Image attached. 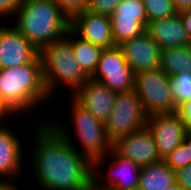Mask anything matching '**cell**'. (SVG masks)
I'll return each mask as SVG.
<instances>
[{
    "instance_id": "4",
    "label": "cell",
    "mask_w": 191,
    "mask_h": 190,
    "mask_svg": "<svg viewBox=\"0 0 191 190\" xmlns=\"http://www.w3.org/2000/svg\"><path fill=\"white\" fill-rule=\"evenodd\" d=\"M70 120L71 123H64L62 119H49L51 124L67 141L81 154L88 157L92 162L99 157H104L113 149V143L107 136L105 124L96 119L86 108L80 105L72 96H70ZM68 124L74 129L73 134L77 136L79 147L75 138L71 137ZM75 141H73V140ZM76 146V147H75Z\"/></svg>"
},
{
    "instance_id": "26",
    "label": "cell",
    "mask_w": 191,
    "mask_h": 190,
    "mask_svg": "<svg viewBox=\"0 0 191 190\" xmlns=\"http://www.w3.org/2000/svg\"><path fill=\"white\" fill-rule=\"evenodd\" d=\"M62 12L71 20L75 15L86 10L87 0H55Z\"/></svg>"
},
{
    "instance_id": "17",
    "label": "cell",
    "mask_w": 191,
    "mask_h": 190,
    "mask_svg": "<svg viewBox=\"0 0 191 190\" xmlns=\"http://www.w3.org/2000/svg\"><path fill=\"white\" fill-rule=\"evenodd\" d=\"M11 126L0 125V179L13 182L23 174L24 147Z\"/></svg>"
},
{
    "instance_id": "5",
    "label": "cell",
    "mask_w": 191,
    "mask_h": 190,
    "mask_svg": "<svg viewBox=\"0 0 191 190\" xmlns=\"http://www.w3.org/2000/svg\"><path fill=\"white\" fill-rule=\"evenodd\" d=\"M43 79L50 97L55 96L58 87L71 91V96L89 79L73 54L71 42L66 38L49 44L40 51Z\"/></svg>"
},
{
    "instance_id": "12",
    "label": "cell",
    "mask_w": 191,
    "mask_h": 190,
    "mask_svg": "<svg viewBox=\"0 0 191 190\" xmlns=\"http://www.w3.org/2000/svg\"><path fill=\"white\" fill-rule=\"evenodd\" d=\"M146 127L153 136L162 160L183 142L188 133L185 124L176 112L150 115L147 118Z\"/></svg>"
},
{
    "instance_id": "28",
    "label": "cell",
    "mask_w": 191,
    "mask_h": 190,
    "mask_svg": "<svg viewBox=\"0 0 191 190\" xmlns=\"http://www.w3.org/2000/svg\"><path fill=\"white\" fill-rule=\"evenodd\" d=\"M176 181L184 190H191V163L176 172Z\"/></svg>"
},
{
    "instance_id": "24",
    "label": "cell",
    "mask_w": 191,
    "mask_h": 190,
    "mask_svg": "<svg viewBox=\"0 0 191 190\" xmlns=\"http://www.w3.org/2000/svg\"><path fill=\"white\" fill-rule=\"evenodd\" d=\"M147 17V23L156 20L172 17L177 10L171 0H142Z\"/></svg>"
},
{
    "instance_id": "6",
    "label": "cell",
    "mask_w": 191,
    "mask_h": 190,
    "mask_svg": "<svg viewBox=\"0 0 191 190\" xmlns=\"http://www.w3.org/2000/svg\"><path fill=\"white\" fill-rule=\"evenodd\" d=\"M134 90L148 116L177 111L171 90L170 76L160 68L134 74Z\"/></svg>"
},
{
    "instance_id": "19",
    "label": "cell",
    "mask_w": 191,
    "mask_h": 190,
    "mask_svg": "<svg viewBox=\"0 0 191 190\" xmlns=\"http://www.w3.org/2000/svg\"><path fill=\"white\" fill-rule=\"evenodd\" d=\"M176 182V172L161 160L141 167L137 190H167Z\"/></svg>"
},
{
    "instance_id": "2",
    "label": "cell",
    "mask_w": 191,
    "mask_h": 190,
    "mask_svg": "<svg viewBox=\"0 0 191 190\" xmlns=\"http://www.w3.org/2000/svg\"><path fill=\"white\" fill-rule=\"evenodd\" d=\"M47 101L42 61L0 69V104L12 118L34 112Z\"/></svg>"
},
{
    "instance_id": "16",
    "label": "cell",
    "mask_w": 191,
    "mask_h": 190,
    "mask_svg": "<svg viewBox=\"0 0 191 190\" xmlns=\"http://www.w3.org/2000/svg\"><path fill=\"white\" fill-rule=\"evenodd\" d=\"M116 92L89 78L72 97L99 121H107L113 110Z\"/></svg>"
},
{
    "instance_id": "31",
    "label": "cell",
    "mask_w": 191,
    "mask_h": 190,
    "mask_svg": "<svg viewBox=\"0 0 191 190\" xmlns=\"http://www.w3.org/2000/svg\"><path fill=\"white\" fill-rule=\"evenodd\" d=\"M177 12L191 11V0H171Z\"/></svg>"
},
{
    "instance_id": "34",
    "label": "cell",
    "mask_w": 191,
    "mask_h": 190,
    "mask_svg": "<svg viewBox=\"0 0 191 190\" xmlns=\"http://www.w3.org/2000/svg\"><path fill=\"white\" fill-rule=\"evenodd\" d=\"M167 190H184L177 182L170 186Z\"/></svg>"
},
{
    "instance_id": "15",
    "label": "cell",
    "mask_w": 191,
    "mask_h": 190,
    "mask_svg": "<svg viewBox=\"0 0 191 190\" xmlns=\"http://www.w3.org/2000/svg\"><path fill=\"white\" fill-rule=\"evenodd\" d=\"M70 29L80 38L102 49L116 46L113 40L111 19L89 11H83L70 20Z\"/></svg>"
},
{
    "instance_id": "35",
    "label": "cell",
    "mask_w": 191,
    "mask_h": 190,
    "mask_svg": "<svg viewBox=\"0 0 191 190\" xmlns=\"http://www.w3.org/2000/svg\"><path fill=\"white\" fill-rule=\"evenodd\" d=\"M88 190H110V189H105V188H100L98 186H96L93 182L90 185V188Z\"/></svg>"
},
{
    "instance_id": "3",
    "label": "cell",
    "mask_w": 191,
    "mask_h": 190,
    "mask_svg": "<svg viewBox=\"0 0 191 190\" xmlns=\"http://www.w3.org/2000/svg\"><path fill=\"white\" fill-rule=\"evenodd\" d=\"M12 25L39 51L64 38L70 20L55 0H23Z\"/></svg>"
},
{
    "instance_id": "11",
    "label": "cell",
    "mask_w": 191,
    "mask_h": 190,
    "mask_svg": "<svg viewBox=\"0 0 191 190\" xmlns=\"http://www.w3.org/2000/svg\"><path fill=\"white\" fill-rule=\"evenodd\" d=\"M42 61L40 51L13 25L0 26V69Z\"/></svg>"
},
{
    "instance_id": "22",
    "label": "cell",
    "mask_w": 191,
    "mask_h": 190,
    "mask_svg": "<svg viewBox=\"0 0 191 190\" xmlns=\"http://www.w3.org/2000/svg\"><path fill=\"white\" fill-rule=\"evenodd\" d=\"M165 163L174 171L191 163V132H188L179 144L165 159Z\"/></svg>"
},
{
    "instance_id": "21",
    "label": "cell",
    "mask_w": 191,
    "mask_h": 190,
    "mask_svg": "<svg viewBox=\"0 0 191 190\" xmlns=\"http://www.w3.org/2000/svg\"><path fill=\"white\" fill-rule=\"evenodd\" d=\"M160 69L168 76L191 73V51L189 45L161 49Z\"/></svg>"
},
{
    "instance_id": "30",
    "label": "cell",
    "mask_w": 191,
    "mask_h": 190,
    "mask_svg": "<svg viewBox=\"0 0 191 190\" xmlns=\"http://www.w3.org/2000/svg\"><path fill=\"white\" fill-rule=\"evenodd\" d=\"M180 19L191 40V11L180 12Z\"/></svg>"
},
{
    "instance_id": "10",
    "label": "cell",
    "mask_w": 191,
    "mask_h": 190,
    "mask_svg": "<svg viewBox=\"0 0 191 190\" xmlns=\"http://www.w3.org/2000/svg\"><path fill=\"white\" fill-rule=\"evenodd\" d=\"M115 45L146 31L147 17L142 0H123L110 16Z\"/></svg>"
},
{
    "instance_id": "23",
    "label": "cell",
    "mask_w": 191,
    "mask_h": 190,
    "mask_svg": "<svg viewBox=\"0 0 191 190\" xmlns=\"http://www.w3.org/2000/svg\"><path fill=\"white\" fill-rule=\"evenodd\" d=\"M175 106L178 107L191 99V73H177L170 76Z\"/></svg>"
},
{
    "instance_id": "32",
    "label": "cell",
    "mask_w": 191,
    "mask_h": 190,
    "mask_svg": "<svg viewBox=\"0 0 191 190\" xmlns=\"http://www.w3.org/2000/svg\"><path fill=\"white\" fill-rule=\"evenodd\" d=\"M16 182L0 179V190H20L16 187Z\"/></svg>"
},
{
    "instance_id": "20",
    "label": "cell",
    "mask_w": 191,
    "mask_h": 190,
    "mask_svg": "<svg viewBox=\"0 0 191 190\" xmlns=\"http://www.w3.org/2000/svg\"><path fill=\"white\" fill-rule=\"evenodd\" d=\"M65 37L71 42L76 61L84 73L91 78L95 72L102 48L80 38L71 29L68 30Z\"/></svg>"
},
{
    "instance_id": "29",
    "label": "cell",
    "mask_w": 191,
    "mask_h": 190,
    "mask_svg": "<svg viewBox=\"0 0 191 190\" xmlns=\"http://www.w3.org/2000/svg\"><path fill=\"white\" fill-rule=\"evenodd\" d=\"M176 113L182 119V122L185 124L187 132H191V99L185 101L177 107Z\"/></svg>"
},
{
    "instance_id": "25",
    "label": "cell",
    "mask_w": 191,
    "mask_h": 190,
    "mask_svg": "<svg viewBox=\"0 0 191 190\" xmlns=\"http://www.w3.org/2000/svg\"><path fill=\"white\" fill-rule=\"evenodd\" d=\"M123 0H87L86 11L110 17Z\"/></svg>"
},
{
    "instance_id": "33",
    "label": "cell",
    "mask_w": 191,
    "mask_h": 190,
    "mask_svg": "<svg viewBox=\"0 0 191 190\" xmlns=\"http://www.w3.org/2000/svg\"><path fill=\"white\" fill-rule=\"evenodd\" d=\"M10 116L11 115L7 112V110L0 104V125L5 124L7 120L8 122H11V120L9 121V119H11Z\"/></svg>"
},
{
    "instance_id": "9",
    "label": "cell",
    "mask_w": 191,
    "mask_h": 190,
    "mask_svg": "<svg viewBox=\"0 0 191 190\" xmlns=\"http://www.w3.org/2000/svg\"><path fill=\"white\" fill-rule=\"evenodd\" d=\"M91 78L116 93L134 89V73L118 45L102 49Z\"/></svg>"
},
{
    "instance_id": "8",
    "label": "cell",
    "mask_w": 191,
    "mask_h": 190,
    "mask_svg": "<svg viewBox=\"0 0 191 190\" xmlns=\"http://www.w3.org/2000/svg\"><path fill=\"white\" fill-rule=\"evenodd\" d=\"M106 159L111 161L109 168L103 171ZM104 163V164H103ZM102 169V170H100ZM141 167L132 160L120 156L114 149L104 157L93 161V183L110 190H137ZM104 174V175H103Z\"/></svg>"
},
{
    "instance_id": "18",
    "label": "cell",
    "mask_w": 191,
    "mask_h": 190,
    "mask_svg": "<svg viewBox=\"0 0 191 190\" xmlns=\"http://www.w3.org/2000/svg\"><path fill=\"white\" fill-rule=\"evenodd\" d=\"M146 32L161 49L187 46L191 42L182 25L180 12L172 17L156 19L147 23Z\"/></svg>"
},
{
    "instance_id": "1",
    "label": "cell",
    "mask_w": 191,
    "mask_h": 190,
    "mask_svg": "<svg viewBox=\"0 0 191 190\" xmlns=\"http://www.w3.org/2000/svg\"><path fill=\"white\" fill-rule=\"evenodd\" d=\"M36 124L28 154L31 160L26 167L33 171L37 188L88 190L93 182V162L78 152L47 118Z\"/></svg>"
},
{
    "instance_id": "27",
    "label": "cell",
    "mask_w": 191,
    "mask_h": 190,
    "mask_svg": "<svg viewBox=\"0 0 191 190\" xmlns=\"http://www.w3.org/2000/svg\"><path fill=\"white\" fill-rule=\"evenodd\" d=\"M22 2L23 0H0V19L13 17Z\"/></svg>"
},
{
    "instance_id": "14",
    "label": "cell",
    "mask_w": 191,
    "mask_h": 190,
    "mask_svg": "<svg viewBox=\"0 0 191 190\" xmlns=\"http://www.w3.org/2000/svg\"><path fill=\"white\" fill-rule=\"evenodd\" d=\"M113 149L140 167L161 161L153 136L147 127L121 137L113 143Z\"/></svg>"
},
{
    "instance_id": "7",
    "label": "cell",
    "mask_w": 191,
    "mask_h": 190,
    "mask_svg": "<svg viewBox=\"0 0 191 190\" xmlns=\"http://www.w3.org/2000/svg\"><path fill=\"white\" fill-rule=\"evenodd\" d=\"M148 115L134 89L118 92L113 110L105 122L107 136L112 143L121 137L146 127Z\"/></svg>"
},
{
    "instance_id": "13",
    "label": "cell",
    "mask_w": 191,
    "mask_h": 190,
    "mask_svg": "<svg viewBox=\"0 0 191 190\" xmlns=\"http://www.w3.org/2000/svg\"><path fill=\"white\" fill-rule=\"evenodd\" d=\"M118 46L134 74L160 68L161 48L146 31Z\"/></svg>"
}]
</instances>
